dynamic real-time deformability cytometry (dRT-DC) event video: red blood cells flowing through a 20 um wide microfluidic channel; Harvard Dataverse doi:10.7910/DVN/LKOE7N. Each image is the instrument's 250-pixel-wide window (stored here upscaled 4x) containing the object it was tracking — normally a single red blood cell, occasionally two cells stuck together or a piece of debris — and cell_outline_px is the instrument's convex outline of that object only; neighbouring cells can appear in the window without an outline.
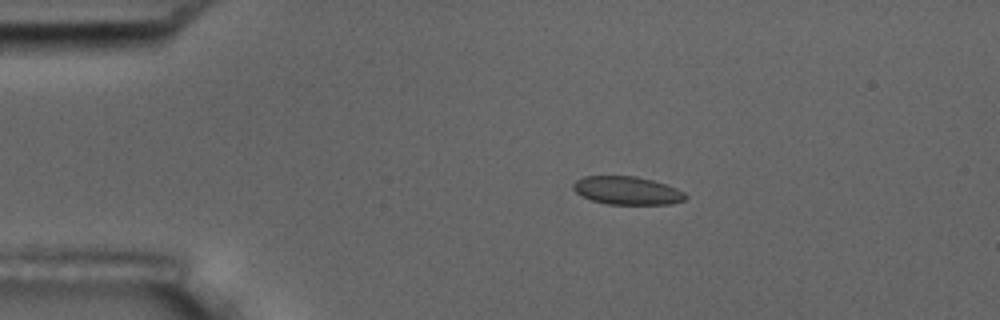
{"species": "common noctule bat (a hibernating species)", "species_latin": "Nyctalus noctula", "temperature_condition": "room temperature", "stored_images_in_passage": 11, "camera_frame_rate_fps": 3000, "um_per_image_px": 0.085, "animal": {"sex": "male", "body_mass_g": 17.5, "forearm_length_mm": 52.3}, "frame": {"image": 1, "passage_image": 4, "time_ms": 3.333, "image_size_px": [1000, 320], "cell_outline_px": [[688, 196], [684, 200], [672, 204], [608, 204], [592, 200], [576, 192], [572, 188], [572, 184], [576, 180], [584, 176], [636, 176], [652, 180], [676, 188], [684, 192]], "centroid_in_image_um": [53.31, 16.19], "position_along_channel_um": 31.7, "area_um2": 18.32}}
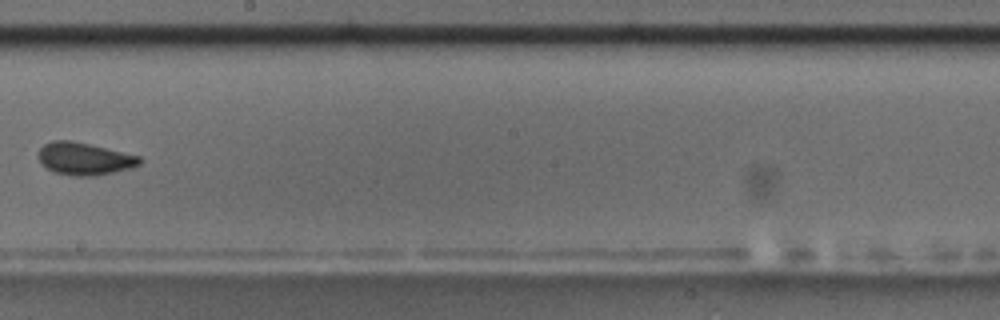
{"frame": {"image": 2, "passage_image": 10, "time_ms": 10.333, "image_size_px": [1000, 320], "cell_outline_px": [[144, 160], [140, 164], [132, 168], [96, 176], [76, 176], [56, 172], [40, 164], [36, 156], [40, 148], [44, 144], [52, 140], [72, 140], [140, 156]], "centroid_in_image_um": [7.17, 13.49], "position_along_channel_um": 241.0, "area_um2": 19.31}}
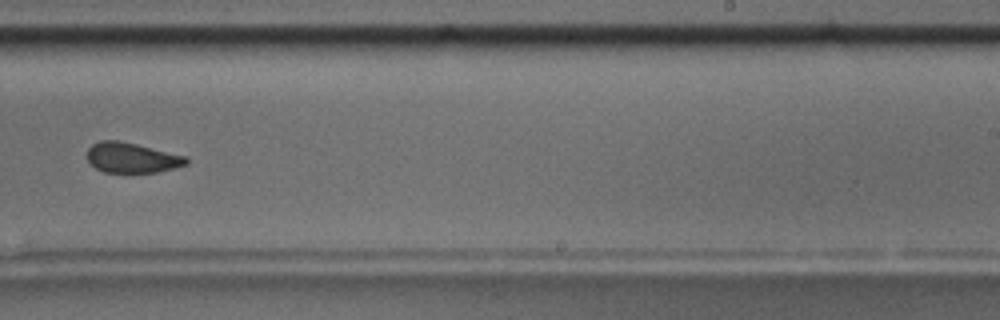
{"frame": {"image": 3, "passage_image": 11, "time_ms": 11.333, "image_size_px": [1000, 320], "cell_outline_px": [[188, 164], [156, 172], [104, 172], [88, 164], [84, 156], [88, 148], [92, 144], [100, 140], [120, 140], [184, 156], [188, 160]], "centroid_in_image_um": [11.09, 13.4], "position_along_channel_um": 277.9, "area_um2": 17.46}}